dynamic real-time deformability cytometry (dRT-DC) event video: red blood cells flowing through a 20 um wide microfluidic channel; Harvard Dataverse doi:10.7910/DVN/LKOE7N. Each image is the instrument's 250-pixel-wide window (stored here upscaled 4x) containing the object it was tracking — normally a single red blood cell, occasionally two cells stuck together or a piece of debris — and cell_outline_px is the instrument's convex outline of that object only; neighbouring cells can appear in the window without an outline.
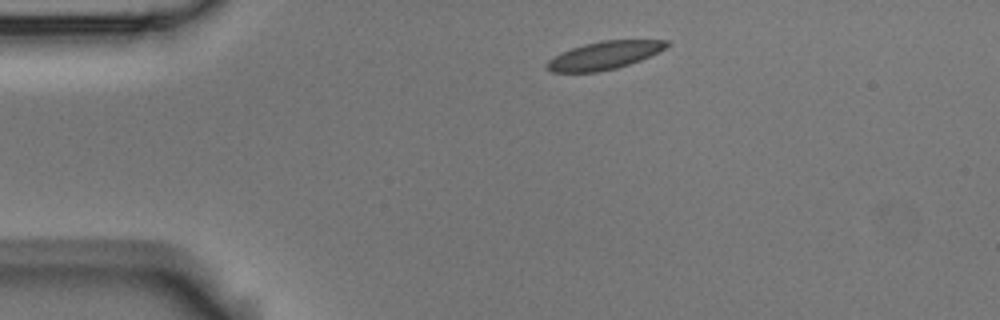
{"species": "Egyptian fruit bat (a non-hibernating species)", "species_latin": "Rousettus aegyptiacus", "temperature_condition": "room temperature", "stored_images_in_passage": 2, "camera_frame_rate_fps": 3000, "um_per_image_px": 0.085, "animal": {"sex": "male"}, "frame": {"image": 1, "passage_image": 1, "time_ms": 0.0, "image_size_px": [1000, 320], "cell_outline_px": [[672, 44], [640, 60], [616, 68], [600, 72], [552, 72], [544, 68], [544, 64], [548, 60], [560, 52], [584, 44], [600, 40], [668, 40]], "centroid_in_image_um": [51.3, 4.71], "position_along_channel_um": 33.7, "area_um2": 19.54}}